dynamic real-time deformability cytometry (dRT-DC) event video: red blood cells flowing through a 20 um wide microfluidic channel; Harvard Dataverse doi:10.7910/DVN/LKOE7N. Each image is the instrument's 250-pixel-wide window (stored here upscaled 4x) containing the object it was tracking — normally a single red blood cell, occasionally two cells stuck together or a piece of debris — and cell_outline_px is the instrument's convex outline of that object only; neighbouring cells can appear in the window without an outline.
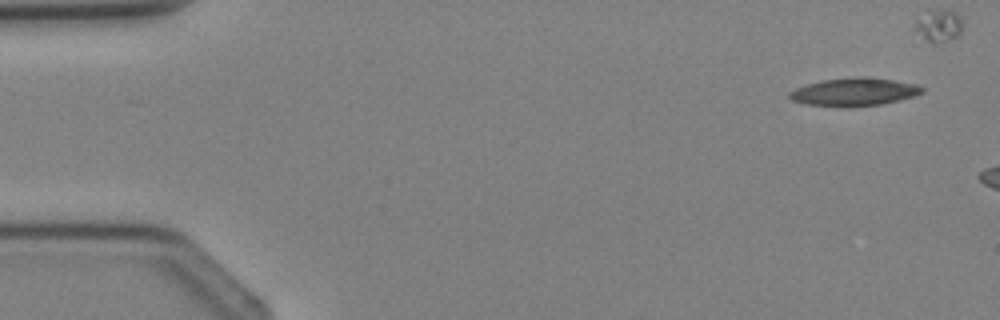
{"species": "Egyptian fruit bat (a non-hibernating species)", "species_latin": "Rousettus aegyptiacus", "temperature_condition": "cold", "stored_images_in_passage": 3, "camera_frame_rate_fps": 3000, "um_per_image_px": 0.085, "animal": {"sex": "female"}, "frame": {"image": 1, "passage_image": 1, "time_ms": 0.0, "image_size_px": [1000, 320], "cell_outline_px": [[924, 92], [916, 96], [900, 100], [880, 104], [848, 108], [844, 108], [804, 104], [792, 100], [788, 96], [788, 92], [796, 88], [808, 84], [824, 80], [860, 76], [868, 76], [916, 84], [924, 88]], "centroid_in_image_um": [72.61, 7.83], "position_along_channel_um": 12.4, "area_um2": 21.91}}